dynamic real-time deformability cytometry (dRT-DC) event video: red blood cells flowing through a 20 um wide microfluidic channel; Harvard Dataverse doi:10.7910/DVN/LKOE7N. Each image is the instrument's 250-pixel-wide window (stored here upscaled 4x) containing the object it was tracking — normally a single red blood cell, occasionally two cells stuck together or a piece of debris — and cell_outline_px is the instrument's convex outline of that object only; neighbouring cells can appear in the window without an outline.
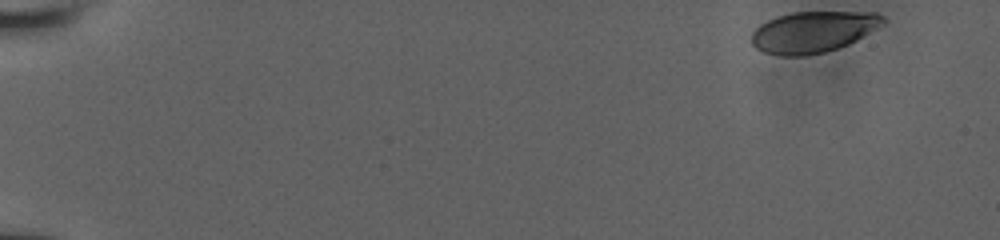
{"species": "human", "species_latin": "Homo sapiens", "temperature_condition": "room temperature", "stored_images_in_passage": 11, "camera_frame_rate_fps": 3000, "um_per_image_px": 0.085, "donor": {"sex": "male"}, "frame": {"image": 1, "passage_image": 1, "time_ms": 0.0, "image_size_px": [1000, 240], "cell_outline_px": [[888, 20], [884, 24], [856, 40], [848, 44], [824, 52], [804, 56], [780, 56], [764, 52], [756, 48], [752, 44], [752, 32], [760, 24], [776, 16], [792, 12], [876, 12], [884, 16]], "centroid_in_image_um": [69.12, 2.7], "position_along_channel_um": 15.9, "area_um2": 31.67}}
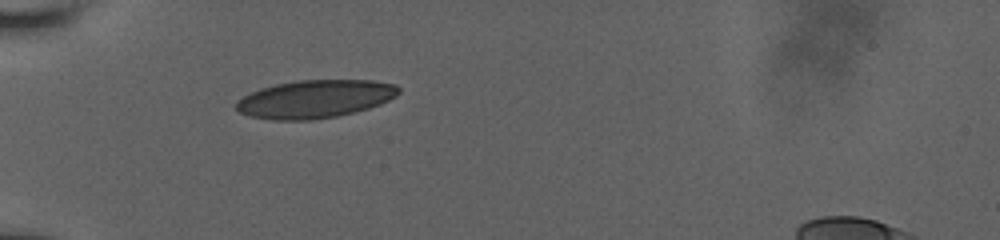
{"frame": {"image": 2, "passage_image": 7, "time_ms": 5.0, "image_size_px": [1000, 240], "cell_outline_px": [[400, 92], [396, 96], [380, 104], [368, 108], [336, 116], [312, 120], [272, 120], [248, 116], [240, 112], [236, 108], [236, 100], [260, 88], [276, 84], [296, 80], [372, 80], [396, 84], [400, 88]], "centroid_in_image_um": [26.77, 8.41], "position_along_channel_um": 58.2, "area_um2": 36.01}}
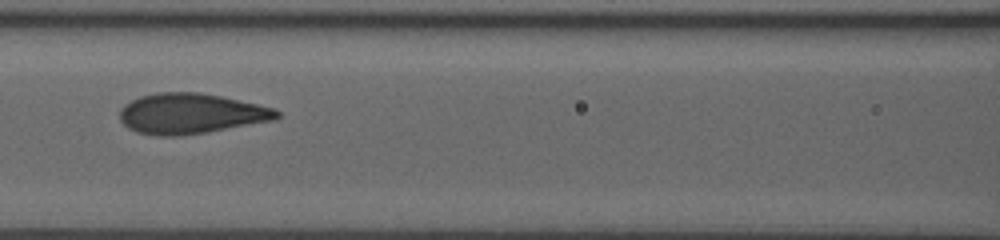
{"frame": {"image": 3, "passage_image": 10, "time_ms": 7.667, "image_size_px": [1000, 240], "cell_outline_px": [[280, 116], [276, 120], [180, 136], [156, 136], [136, 132], [128, 128], [120, 120], [120, 108], [124, 104], [140, 96], [156, 92], [200, 92], [220, 96], [276, 108], [280, 112]], "centroid_in_image_um": [16.21, 9.65], "position_along_channel_um": 150.4, "area_um2": 37.05}}